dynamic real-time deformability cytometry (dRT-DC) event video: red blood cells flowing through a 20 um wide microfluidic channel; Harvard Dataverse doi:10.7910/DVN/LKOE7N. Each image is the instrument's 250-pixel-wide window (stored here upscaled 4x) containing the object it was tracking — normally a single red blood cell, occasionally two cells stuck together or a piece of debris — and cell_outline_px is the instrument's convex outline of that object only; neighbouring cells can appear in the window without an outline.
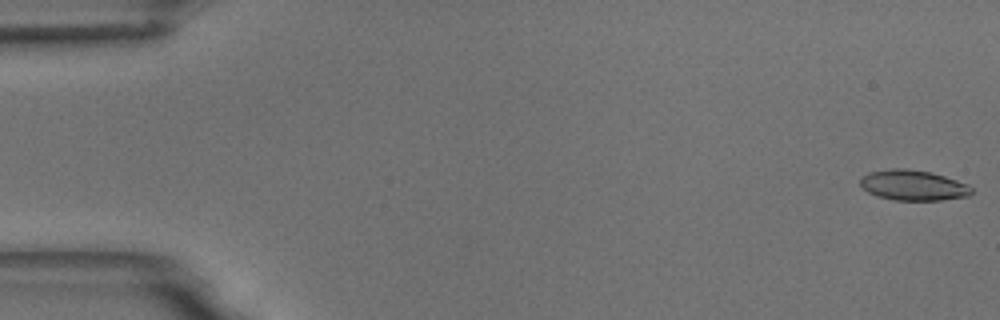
{"species": "common noctule bat (a hibernating species)", "species_latin": "Nyctalus noctula", "temperature_condition": "room temperature", "stored_images_in_passage": 56, "camera_frame_rate_fps": 3000, "um_per_image_px": 0.085, "animal": {"sex": "male", "body_mass_g": 18.8}, "frame": {"image": 1, "passage_image": 1, "time_ms": 0.0, "image_size_px": [1000, 320], "cell_outline_px": [[972, 192], [968, 196], [940, 200], [896, 200], [876, 196], [868, 192], [860, 184], [860, 176], [868, 172], [892, 168], [904, 168], [932, 172], [968, 184], [972, 188]], "centroid_in_image_um": [77.59, 15.74], "position_along_channel_um": 7.4, "area_um2": 19.77}}
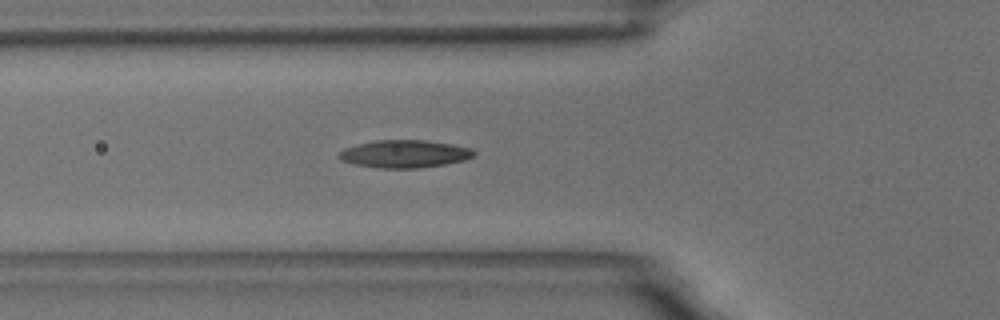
{"frame": {"image": 2, "passage_image": 20, "time_ms": 6.333, "image_size_px": [1000, 320], "cell_outline_px": [[476, 152], [472, 156], [464, 160], [444, 164], [420, 168], [376, 168], [356, 164], [340, 160], [340, 152], [344, 148], [356, 144], [376, 140], [424, 140], [452, 144], [472, 148]], "centroid_in_image_um": [34.39, 13.07], "position_along_channel_um": 91.4, "area_um2": 21.68}}
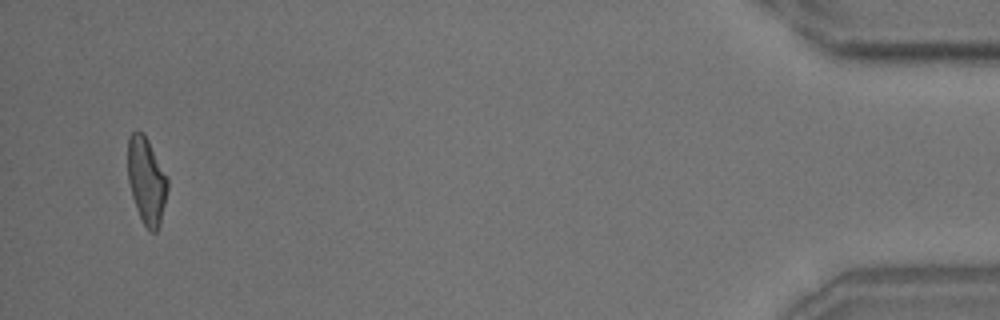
{"frame": {"image": 3, "passage_image": 54, "time_ms": 17.667, "image_size_px": [1000, 320], "cell_outline_px": [[168, 188], [160, 224], [156, 232], [148, 232], [136, 208], [132, 196], [128, 180], [128, 136], [132, 132], [144, 132], [168, 176]], "centroid_in_image_um": [12.46, 15.35], "position_along_channel_um": 422.7, "area_um2": 20.23}, "authors_computed_cell_mechanics": {"area_um2": 20.4612, "velocity_mm_per_s": 3.6332, "shape_relaxation_time_tau1_ms": 6.7397, "shape_relaxation_time_tau2_ms": 2.8992, "deformation_change_tau1": 0.1939, "deformation_change_tau2": 0.107}}